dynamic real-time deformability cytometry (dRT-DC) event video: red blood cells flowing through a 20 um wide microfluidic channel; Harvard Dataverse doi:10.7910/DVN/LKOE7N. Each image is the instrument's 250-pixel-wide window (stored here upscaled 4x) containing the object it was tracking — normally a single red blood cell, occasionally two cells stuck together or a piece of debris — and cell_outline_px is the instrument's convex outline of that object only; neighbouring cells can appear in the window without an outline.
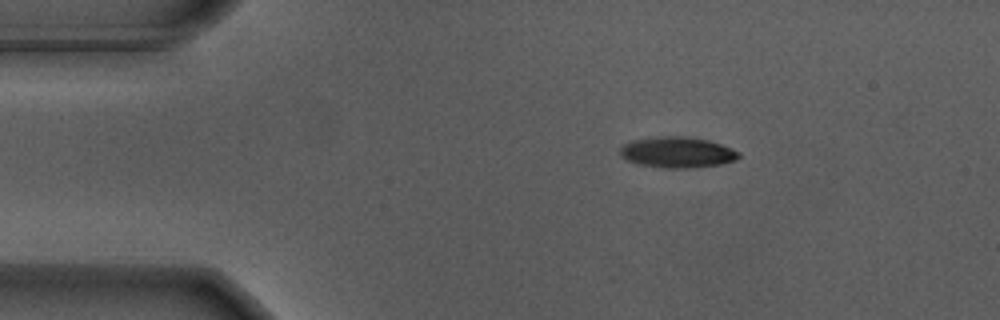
{"species": "Egyptian fruit bat (a non-hibernating species)", "species_latin": "Rousettus aegyptiacus", "temperature_condition": "warm", "stored_images_in_passage": 47, "camera_frame_rate_fps": 3000, "um_per_image_px": 0.085, "animal": {"sex": "male"}, "frame": {"image": 1, "passage_image": 1, "time_ms": 0.0, "image_size_px": [1000, 320], "cell_outline_px": [[740, 156], [736, 160], [724, 164], [692, 168], [664, 168], [640, 164], [628, 160], [620, 156], [620, 148], [624, 144], [632, 140], [656, 136], [688, 136], [708, 140], [720, 144], [740, 152]], "centroid_in_image_um": [57.58, 12.94], "position_along_channel_um": 27.4, "area_um2": 21.5}}
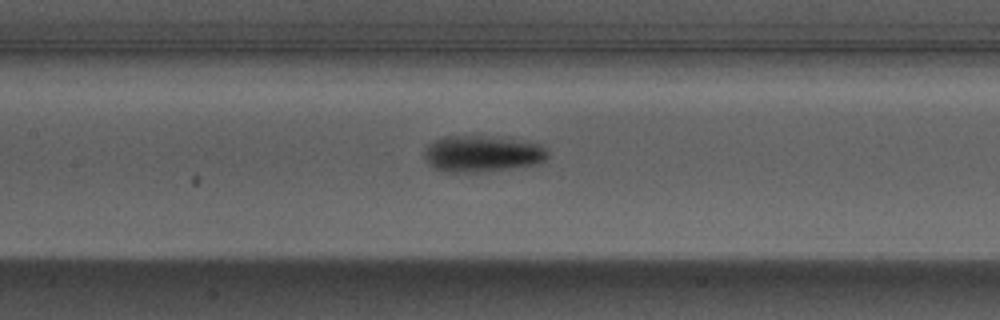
{"frame": {"image": 2, "passage_image": 17, "time_ms": 5.333, "image_size_px": [1000, 320], "cell_outline_px": [[548, 156], [544, 160], [536, 164], [508, 168], [476, 172], [444, 172], [432, 168], [428, 164], [424, 156], [424, 148], [428, 144], [444, 136], [484, 136], [544, 144], [548, 152]], "centroid_in_image_um": [40.94, 13.07], "position_along_channel_um": 166.5, "area_um2": 26.07}}
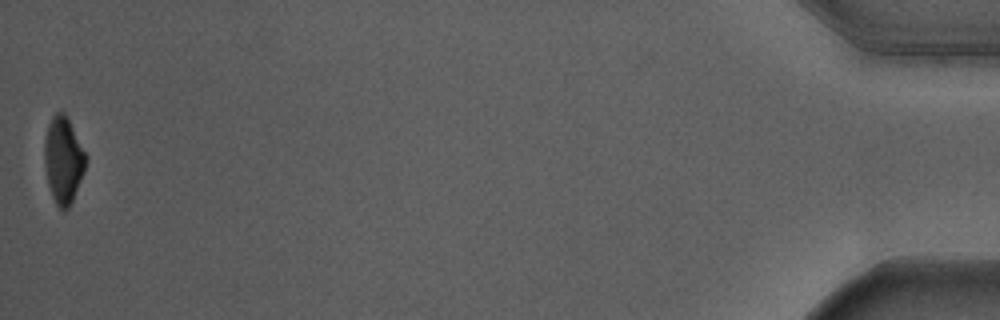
{"frame": {"image": 3, "passage_image": 47, "time_ms": 15.333, "image_size_px": [1000, 320], "cell_outline_px": [[88, 160], [84, 172], [72, 200], [68, 208], [64, 212], [56, 204], [52, 196], [48, 184], [44, 164], [44, 140], [48, 124], [52, 116], [56, 112], [64, 112], [88, 156]], "centroid_in_image_um": [5.38, 13.6], "position_along_channel_um": 429.8, "area_um2": 20.92}, "authors_computed_cell_mechanics": {"area_um2": 23.4668, "velocity_mm_per_s": 3.6846, "shape_relaxation_time_tau1_ms": 2.0798, "shape_relaxation_time_tau2_ms": null, "deformation_change_tau1": 0.1543, "deformation_change_tau2": null}}